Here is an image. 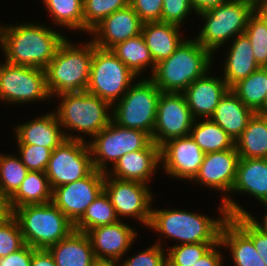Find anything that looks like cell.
<instances>
[{"label":"cell","instance_id":"d6986e66","mask_svg":"<svg viewBox=\"0 0 267 266\" xmlns=\"http://www.w3.org/2000/svg\"><path fill=\"white\" fill-rule=\"evenodd\" d=\"M96 260L119 261L133 244L137 233L121 220L87 231ZM121 257V258H120Z\"/></svg>","mask_w":267,"mask_h":266},{"label":"cell","instance_id":"603a6c76","mask_svg":"<svg viewBox=\"0 0 267 266\" xmlns=\"http://www.w3.org/2000/svg\"><path fill=\"white\" fill-rule=\"evenodd\" d=\"M253 115L254 112L245 106L231 89H228L219 100L210 119L223 128L235 142Z\"/></svg>","mask_w":267,"mask_h":266},{"label":"cell","instance_id":"db71d44e","mask_svg":"<svg viewBox=\"0 0 267 266\" xmlns=\"http://www.w3.org/2000/svg\"><path fill=\"white\" fill-rule=\"evenodd\" d=\"M267 207V206H266ZM263 222L261 224L260 222V225H262L266 230H267V214H265L264 218H263Z\"/></svg>","mask_w":267,"mask_h":266},{"label":"cell","instance_id":"b9f144b4","mask_svg":"<svg viewBox=\"0 0 267 266\" xmlns=\"http://www.w3.org/2000/svg\"><path fill=\"white\" fill-rule=\"evenodd\" d=\"M17 145L20 152L19 157L29 171H46L52 152L50 148L33 144Z\"/></svg>","mask_w":267,"mask_h":266},{"label":"cell","instance_id":"52a82bcc","mask_svg":"<svg viewBox=\"0 0 267 266\" xmlns=\"http://www.w3.org/2000/svg\"><path fill=\"white\" fill-rule=\"evenodd\" d=\"M160 95V89L150 78L139 80L116 102L111 120L121 127L138 129L152 137Z\"/></svg>","mask_w":267,"mask_h":266},{"label":"cell","instance_id":"7bdbcfd3","mask_svg":"<svg viewBox=\"0 0 267 266\" xmlns=\"http://www.w3.org/2000/svg\"><path fill=\"white\" fill-rule=\"evenodd\" d=\"M160 242L130 257L121 263L122 266H167L164 248Z\"/></svg>","mask_w":267,"mask_h":266},{"label":"cell","instance_id":"c3c4849f","mask_svg":"<svg viewBox=\"0 0 267 266\" xmlns=\"http://www.w3.org/2000/svg\"><path fill=\"white\" fill-rule=\"evenodd\" d=\"M31 266H56V263L48 249H35L32 255Z\"/></svg>","mask_w":267,"mask_h":266},{"label":"cell","instance_id":"f6af8a7d","mask_svg":"<svg viewBox=\"0 0 267 266\" xmlns=\"http://www.w3.org/2000/svg\"><path fill=\"white\" fill-rule=\"evenodd\" d=\"M143 23L161 22L163 0H129Z\"/></svg>","mask_w":267,"mask_h":266},{"label":"cell","instance_id":"7c38bea8","mask_svg":"<svg viewBox=\"0 0 267 266\" xmlns=\"http://www.w3.org/2000/svg\"><path fill=\"white\" fill-rule=\"evenodd\" d=\"M51 99L45 69L5 63L0 77V99L26 103Z\"/></svg>","mask_w":267,"mask_h":266},{"label":"cell","instance_id":"bcb514c9","mask_svg":"<svg viewBox=\"0 0 267 266\" xmlns=\"http://www.w3.org/2000/svg\"><path fill=\"white\" fill-rule=\"evenodd\" d=\"M35 248L25 244L20 250L0 258V266H31Z\"/></svg>","mask_w":267,"mask_h":266},{"label":"cell","instance_id":"9f6ffc18","mask_svg":"<svg viewBox=\"0 0 267 266\" xmlns=\"http://www.w3.org/2000/svg\"><path fill=\"white\" fill-rule=\"evenodd\" d=\"M261 7L267 8V0H261Z\"/></svg>","mask_w":267,"mask_h":266},{"label":"cell","instance_id":"60d3db41","mask_svg":"<svg viewBox=\"0 0 267 266\" xmlns=\"http://www.w3.org/2000/svg\"><path fill=\"white\" fill-rule=\"evenodd\" d=\"M25 245L17 219L12 216L0 221V258L20 250Z\"/></svg>","mask_w":267,"mask_h":266},{"label":"cell","instance_id":"ba28073f","mask_svg":"<svg viewBox=\"0 0 267 266\" xmlns=\"http://www.w3.org/2000/svg\"><path fill=\"white\" fill-rule=\"evenodd\" d=\"M60 106L55 111L59 123L63 128L73 129L94 137L111 121L107 111L111 105L98 96L87 91L63 93Z\"/></svg>","mask_w":267,"mask_h":266},{"label":"cell","instance_id":"7a4b0ae2","mask_svg":"<svg viewBox=\"0 0 267 266\" xmlns=\"http://www.w3.org/2000/svg\"><path fill=\"white\" fill-rule=\"evenodd\" d=\"M65 36L45 25H0V45L5 61L13 65L45 69Z\"/></svg>","mask_w":267,"mask_h":266},{"label":"cell","instance_id":"f546056e","mask_svg":"<svg viewBox=\"0 0 267 266\" xmlns=\"http://www.w3.org/2000/svg\"><path fill=\"white\" fill-rule=\"evenodd\" d=\"M52 201V189L45 172L29 171L17 192L10 198L13 211L20 206Z\"/></svg>","mask_w":267,"mask_h":266},{"label":"cell","instance_id":"6f0895ef","mask_svg":"<svg viewBox=\"0 0 267 266\" xmlns=\"http://www.w3.org/2000/svg\"><path fill=\"white\" fill-rule=\"evenodd\" d=\"M6 63V61L5 62H3V64L1 65L0 64V77H1V72H2V69H3V66H4V64Z\"/></svg>","mask_w":267,"mask_h":266},{"label":"cell","instance_id":"f35d334b","mask_svg":"<svg viewBox=\"0 0 267 266\" xmlns=\"http://www.w3.org/2000/svg\"><path fill=\"white\" fill-rule=\"evenodd\" d=\"M218 243L219 242H201L171 246L166 254L167 266H192L212 246Z\"/></svg>","mask_w":267,"mask_h":266},{"label":"cell","instance_id":"44dd1931","mask_svg":"<svg viewBox=\"0 0 267 266\" xmlns=\"http://www.w3.org/2000/svg\"><path fill=\"white\" fill-rule=\"evenodd\" d=\"M16 127L15 138L18 144L40 145L54 150L65 139L84 141L82 136H72L64 132L55 112L42 115Z\"/></svg>","mask_w":267,"mask_h":266},{"label":"cell","instance_id":"f1b7e54d","mask_svg":"<svg viewBox=\"0 0 267 266\" xmlns=\"http://www.w3.org/2000/svg\"><path fill=\"white\" fill-rule=\"evenodd\" d=\"M235 147L240 158L267 159V117L254 113Z\"/></svg>","mask_w":267,"mask_h":266},{"label":"cell","instance_id":"836d02e7","mask_svg":"<svg viewBox=\"0 0 267 266\" xmlns=\"http://www.w3.org/2000/svg\"><path fill=\"white\" fill-rule=\"evenodd\" d=\"M118 220L114 206L108 194L103 190L74 224V230L86 233L92 228L113 224Z\"/></svg>","mask_w":267,"mask_h":266},{"label":"cell","instance_id":"ab89813d","mask_svg":"<svg viewBox=\"0 0 267 266\" xmlns=\"http://www.w3.org/2000/svg\"><path fill=\"white\" fill-rule=\"evenodd\" d=\"M252 215L234 216L230 219L253 241L265 265L267 266V230Z\"/></svg>","mask_w":267,"mask_h":266},{"label":"cell","instance_id":"e575fe53","mask_svg":"<svg viewBox=\"0 0 267 266\" xmlns=\"http://www.w3.org/2000/svg\"><path fill=\"white\" fill-rule=\"evenodd\" d=\"M244 33L250 40L255 61L260 67H267V8L254 10Z\"/></svg>","mask_w":267,"mask_h":266},{"label":"cell","instance_id":"6da1fadb","mask_svg":"<svg viewBox=\"0 0 267 266\" xmlns=\"http://www.w3.org/2000/svg\"><path fill=\"white\" fill-rule=\"evenodd\" d=\"M220 204V219L210 218L205 215L195 214L186 210L151 209V218L148 227L161 234L176 239L180 244L219 242L220 231L228 218L240 215H251L232 197L227 195Z\"/></svg>","mask_w":267,"mask_h":266},{"label":"cell","instance_id":"cb8c5ba5","mask_svg":"<svg viewBox=\"0 0 267 266\" xmlns=\"http://www.w3.org/2000/svg\"><path fill=\"white\" fill-rule=\"evenodd\" d=\"M48 250L56 266H94L97 261L88 235L76 230Z\"/></svg>","mask_w":267,"mask_h":266},{"label":"cell","instance_id":"11a10c76","mask_svg":"<svg viewBox=\"0 0 267 266\" xmlns=\"http://www.w3.org/2000/svg\"><path fill=\"white\" fill-rule=\"evenodd\" d=\"M253 2L255 5H257L258 7H261V0H248Z\"/></svg>","mask_w":267,"mask_h":266},{"label":"cell","instance_id":"5b68a950","mask_svg":"<svg viewBox=\"0 0 267 266\" xmlns=\"http://www.w3.org/2000/svg\"><path fill=\"white\" fill-rule=\"evenodd\" d=\"M13 216L25 244L35 249H48L74 230V224L52 202L17 207Z\"/></svg>","mask_w":267,"mask_h":266},{"label":"cell","instance_id":"681fc988","mask_svg":"<svg viewBox=\"0 0 267 266\" xmlns=\"http://www.w3.org/2000/svg\"><path fill=\"white\" fill-rule=\"evenodd\" d=\"M193 10L199 15L202 12L208 11L212 8L226 3L228 0H189Z\"/></svg>","mask_w":267,"mask_h":266},{"label":"cell","instance_id":"4dcf8cb0","mask_svg":"<svg viewBox=\"0 0 267 266\" xmlns=\"http://www.w3.org/2000/svg\"><path fill=\"white\" fill-rule=\"evenodd\" d=\"M204 120L202 122L194 120L190 136L205 154L224 151L235 146L234 140L223 128L210 118ZM196 121L199 123L196 124Z\"/></svg>","mask_w":267,"mask_h":266},{"label":"cell","instance_id":"f907efd6","mask_svg":"<svg viewBox=\"0 0 267 266\" xmlns=\"http://www.w3.org/2000/svg\"><path fill=\"white\" fill-rule=\"evenodd\" d=\"M13 212L10 197L0 187V221L11 218Z\"/></svg>","mask_w":267,"mask_h":266},{"label":"cell","instance_id":"4fadbf2b","mask_svg":"<svg viewBox=\"0 0 267 266\" xmlns=\"http://www.w3.org/2000/svg\"><path fill=\"white\" fill-rule=\"evenodd\" d=\"M194 120L183 93L161 92L152 141L161 147L168 140L189 136Z\"/></svg>","mask_w":267,"mask_h":266},{"label":"cell","instance_id":"5bb4252c","mask_svg":"<svg viewBox=\"0 0 267 266\" xmlns=\"http://www.w3.org/2000/svg\"><path fill=\"white\" fill-rule=\"evenodd\" d=\"M148 185L137 181L111 178L105 173L104 190L108 194L115 213L119 216L135 217L143 225H149L152 195Z\"/></svg>","mask_w":267,"mask_h":266},{"label":"cell","instance_id":"7dc6e473","mask_svg":"<svg viewBox=\"0 0 267 266\" xmlns=\"http://www.w3.org/2000/svg\"><path fill=\"white\" fill-rule=\"evenodd\" d=\"M221 247L222 244L219 242L217 245L212 246L196 263L192 266H223L222 256L220 251L215 249L216 247Z\"/></svg>","mask_w":267,"mask_h":266},{"label":"cell","instance_id":"8d00e7d4","mask_svg":"<svg viewBox=\"0 0 267 266\" xmlns=\"http://www.w3.org/2000/svg\"><path fill=\"white\" fill-rule=\"evenodd\" d=\"M28 172L20 157L0 154V187L10 198L17 192Z\"/></svg>","mask_w":267,"mask_h":266},{"label":"cell","instance_id":"9c48e42d","mask_svg":"<svg viewBox=\"0 0 267 266\" xmlns=\"http://www.w3.org/2000/svg\"><path fill=\"white\" fill-rule=\"evenodd\" d=\"M136 78L137 76L111 49H104L95 45L87 92L106 100L113 107Z\"/></svg>","mask_w":267,"mask_h":266},{"label":"cell","instance_id":"ac0fdd59","mask_svg":"<svg viewBox=\"0 0 267 266\" xmlns=\"http://www.w3.org/2000/svg\"><path fill=\"white\" fill-rule=\"evenodd\" d=\"M239 160L235 146L224 151L207 153L193 181L221 192H231Z\"/></svg>","mask_w":267,"mask_h":266},{"label":"cell","instance_id":"8fae6325","mask_svg":"<svg viewBox=\"0 0 267 266\" xmlns=\"http://www.w3.org/2000/svg\"><path fill=\"white\" fill-rule=\"evenodd\" d=\"M94 170L88 143L65 139L51 152L45 171L51 189L88 176Z\"/></svg>","mask_w":267,"mask_h":266},{"label":"cell","instance_id":"ee69618b","mask_svg":"<svg viewBox=\"0 0 267 266\" xmlns=\"http://www.w3.org/2000/svg\"><path fill=\"white\" fill-rule=\"evenodd\" d=\"M191 9L189 0H163L161 22L180 26Z\"/></svg>","mask_w":267,"mask_h":266},{"label":"cell","instance_id":"277c9868","mask_svg":"<svg viewBox=\"0 0 267 266\" xmlns=\"http://www.w3.org/2000/svg\"><path fill=\"white\" fill-rule=\"evenodd\" d=\"M68 40L65 38L59 45L54 58L45 68L46 86L51 97L86 91L89 84L95 44L91 40L81 48V45L76 47Z\"/></svg>","mask_w":267,"mask_h":266},{"label":"cell","instance_id":"816d5d0a","mask_svg":"<svg viewBox=\"0 0 267 266\" xmlns=\"http://www.w3.org/2000/svg\"><path fill=\"white\" fill-rule=\"evenodd\" d=\"M118 261L97 260L94 266H117ZM119 266H122L119 264Z\"/></svg>","mask_w":267,"mask_h":266},{"label":"cell","instance_id":"484cf974","mask_svg":"<svg viewBox=\"0 0 267 266\" xmlns=\"http://www.w3.org/2000/svg\"><path fill=\"white\" fill-rule=\"evenodd\" d=\"M180 27L166 22L143 23L141 34L155 65L171 56L184 41Z\"/></svg>","mask_w":267,"mask_h":266},{"label":"cell","instance_id":"d590c367","mask_svg":"<svg viewBox=\"0 0 267 266\" xmlns=\"http://www.w3.org/2000/svg\"><path fill=\"white\" fill-rule=\"evenodd\" d=\"M59 26L84 31L83 0H43Z\"/></svg>","mask_w":267,"mask_h":266},{"label":"cell","instance_id":"3957f363","mask_svg":"<svg viewBox=\"0 0 267 266\" xmlns=\"http://www.w3.org/2000/svg\"><path fill=\"white\" fill-rule=\"evenodd\" d=\"M212 56L195 39L184 40L171 56L156 64L150 79L161 92L183 93L192 82L209 72Z\"/></svg>","mask_w":267,"mask_h":266},{"label":"cell","instance_id":"74e56055","mask_svg":"<svg viewBox=\"0 0 267 266\" xmlns=\"http://www.w3.org/2000/svg\"><path fill=\"white\" fill-rule=\"evenodd\" d=\"M128 5L129 0H83L84 31L90 33L104 18Z\"/></svg>","mask_w":267,"mask_h":266},{"label":"cell","instance_id":"d4e9b609","mask_svg":"<svg viewBox=\"0 0 267 266\" xmlns=\"http://www.w3.org/2000/svg\"><path fill=\"white\" fill-rule=\"evenodd\" d=\"M231 192L253 195L267 206V159L240 158Z\"/></svg>","mask_w":267,"mask_h":266},{"label":"cell","instance_id":"f5cc1de1","mask_svg":"<svg viewBox=\"0 0 267 266\" xmlns=\"http://www.w3.org/2000/svg\"><path fill=\"white\" fill-rule=\"evenodd\" d=\"M260 115L267 117V100L265 102V105L263 106L262 110L259 112Z\"/></svg>","mask_w":267,"mask_h":266},{"label":"cell","instance_id":"1f68e13d","mask_svg":"<svg viewBox=\"0 0 267 266\" xmlns=\"http://www.w3.org/2000/svg\"><path fill=\"white\" fill-rule=\"evenodd\" d=\"M231 90L254 113H259L267 100V67H260Z\"/></svg>","mask_w":267,"mask_h":266},{"label":"cell","instance_id":"d6a6232c","mask_svg":"<svg viewBox=\"0 0 267 266\" xmlns=\"http://www.w3.org/2000/svg\"><path fill=\"white\" fill-rule=\"evenodd\" d=\"M111 50L136 76H139V73L147 68L148 65L152 68L151 73L153 74L156 65L142 34L118 43Z\"/></svg>","mask_w":267,"mask_h":266},{"label":"cell","instance_id":"83f0119b","mask_svg":"<svg viewBox=\"0 0 267 266\" xmlns=\"http://www.w3.org/2000/svg\"><path fill=\"white\" fill-rule=\"evenodd\" d=\"M219 242L230 248L236 266H266L253 241L230 218L221 228Z\"/></svg>","mask_w":267,"mask_h":266},{"label":"cell","instance_id":"9a60e30c","mask_svg":"<svg viewBox=\"0 0 267 266\" xmlns=\"http://www.w3.org/2000/svg\"><path fill=\"white\" fill-rule=\"evenodd\" d=\"M105 172L94 169L83 179L52 189V203L75 224L104 190Z\"/></svg>","mask_w":267,"mask_h":266},{"label":"cell","instance_id":"30bf717a","mask_svg":"<svg viewBox=\"0 0 267 266\" xmlns=\"http://www.w3.org/2000/svg\"><path fill=\"white\" fill-rule=\"evenodd\" d=\"M152 142V137L141 130L124 128L112 120L94 136L93 141L88 143L94 169L108 172L106 161H116L132 151H138L146 148Z\"/></svg>","mask_w":267,"mask_h":266},{"label":"cell","instance_id":"4316f807","mask_svg":"<svg viewBox=\"0 0 267 266\" xmlns=\"http://www.w3.org/2000/svg\"><path fill=\"white\" fill-rule=\"evenodd\" d=\"M234 39L226 55L222 77L229 89L260 68L254 59L253 49L247 35L243 33Z\"/></svg>","mask_w":267,"mask_h":266},{"label":"cell","instance_id":"8992f818","mask_svg":"<svg viewBox=\"0 0 267 266\" xmlns=\"http://www.w3.org/2000/svg\"><path fill=\"white\" fill-rule=\"evenodd\" d=\"M258 6L248 0H228L200 13L206 23L195 40L212 54L229 38L245 32L249 16ZM226 41V42H225Z\"/></svg>","mask_w":267,"mask_h":266},{"label":"cell","instance_id":"7402d4cb","mask_svg":"<svg viewBox=\"0 0 267 266\" xmlns=\"http://www.w3.org/2000/svg\"><path fill=\"white\" fill-rule=\"evenodd\" d=\"M208 74L192 82L183 92L194 119L210 118L229 89L223 78L209 77Z\"/></svg>","mask_w":267,"mask_h":266},{"label":"cell","instance_id":"ffe728a7","mask_svg":"<svg viewBox=\"0 0 267 266\" xmlns=\"http://www.w3.org/2000/svg\"><path fill=\"white\" fill-rule=\"evenodd\" d=\"M161 164L160 147L152 141L146 148L126 153L120 157L107 175L123 181H137L144 184Z\"/></svg>","mask_w":267,"mask_h":266},{"label":"cell","instance_id":"e0dca14e","mask_svg":"<svg viewBox=\"0 0 267 266\" xmlns=\"http://www.w3.org/2000/svg\"><path fill=\"white\" fill-rule=\"evenodd\" d=\"M142 26V20L128 5L104 18L90 34H94L92 41L97 47L112 49L118 43L140 35Z\"/></svg>","mask_w":267,"mask_h":266},{"label":"cell","instance_id":"2e32d148","mask_svg":"<svg viewBox=\"0 0 267 266\" xmlns=\"http://www.w3.org/2000/svg\"><path fill=\"white\" fill-rule=\"evenodd\" d=\"M204 155L190 135L168 140L160 147L163 169L173 178L193 180L199 172Z\"/></svg>","mask_w":267,"mask_h":266}]
</instances>
